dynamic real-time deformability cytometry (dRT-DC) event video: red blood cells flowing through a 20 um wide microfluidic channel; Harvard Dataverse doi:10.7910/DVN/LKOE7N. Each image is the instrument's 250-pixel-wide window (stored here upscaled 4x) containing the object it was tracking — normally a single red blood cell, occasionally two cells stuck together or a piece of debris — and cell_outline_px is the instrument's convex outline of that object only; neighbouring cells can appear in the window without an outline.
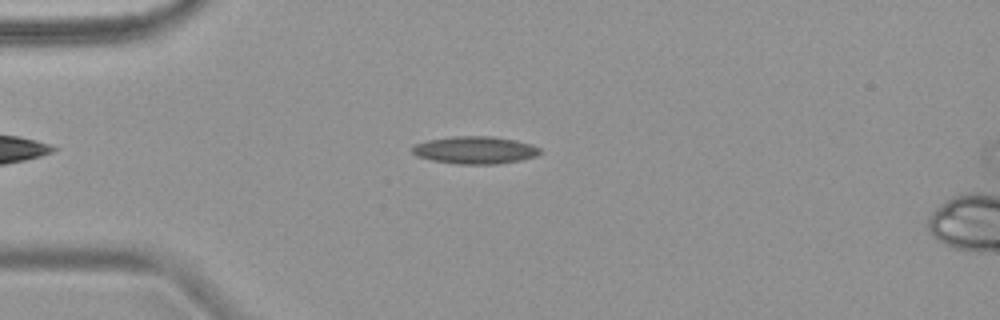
{"species": "common noctule bat (a hibernating species)", "species_latin": "Nyctalus noctula", "temperature_condition": "warm", "stored_images_in_passage": 8, "camera_frame_rate_fps": 3000, "um_per_image_px": 0.085, "animal": {"sex": "female", "body_mass_g": 18.4}, "frame": {"image": 1, "passage_image": 3, "time_ms": 2.333, "image_size_px": [1000, 320], "cell_outline_px": [[540, 152], [536, 156], [524, 160], [496, 164], [456, 164], [432, 160], [416, 156], [412, 152], [412, 148], [416, 144], [428, 140], [452, 136], [492, 136], [516, 140], [532, 144], [540, 148]], "centroid_in_image_um": [40.4, 12.76], "position_along_channel_um": 44.6, "area_um2": 20.58}}
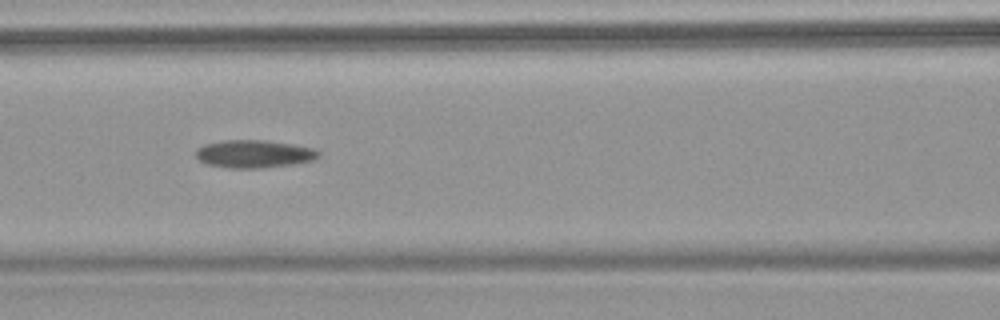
{"frame": {"image": 2, "passage_image": 6, "time_ms": 5.667, "image_size_px": [1000, 320], "cell_outline_px": [[320, 156], [312, 160], [292, 164], [260, 168], [228, 168], [208, 164], [200, 160], [196, 156], [196, 148], [204, 144], [224, 140], [268, 140], [292, 144], [312, 148], [320, 152]], "centroid_in_image_um": [21.58, 13.07], "position_along_channel_um": 145.0, "area_um2": 19.83}}
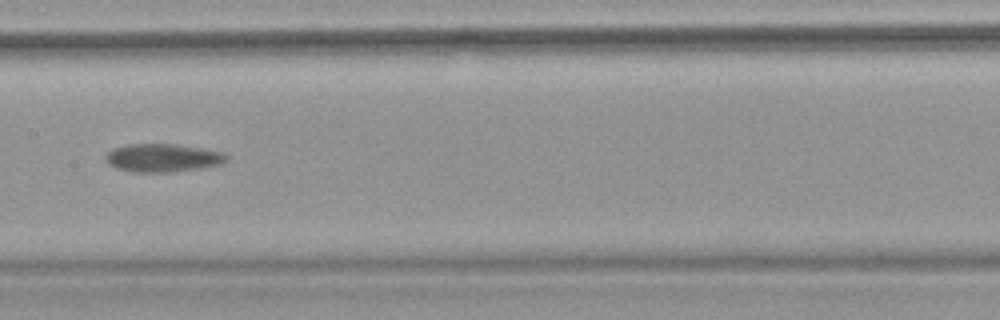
{"frame": {"image": 3, "passage_image": 7, "time_ms": 7.0, "image_size_px": [1000, 320], "cell_outline_px": [[228, 160], [220, 164], [200, 168], [172, 172], [132, 172], [116, 168], [108, 164], [104, 160], [104, 156], [112, 148], [128, 144], [176, 144], [204, 148], [224, 152], [228, 156]], "centroid_in_image_um": [13.82, 13.41], "position_along_channel_um": 193.6, "area_um2": 20.11}}